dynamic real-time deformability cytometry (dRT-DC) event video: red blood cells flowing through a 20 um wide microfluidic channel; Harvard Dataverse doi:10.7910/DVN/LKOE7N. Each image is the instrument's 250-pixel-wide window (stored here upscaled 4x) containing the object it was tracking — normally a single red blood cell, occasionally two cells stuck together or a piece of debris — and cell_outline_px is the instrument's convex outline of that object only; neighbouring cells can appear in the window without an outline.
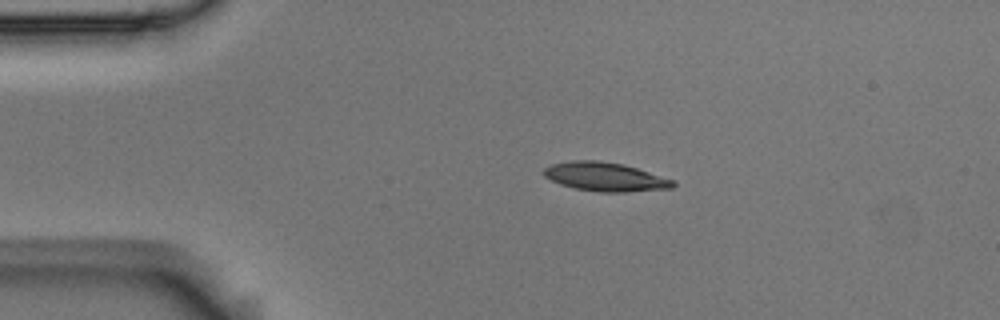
{"species": "Egyptian fruit bat (a non-hibernating species)", "species_latin": "Rousettus aegyptiacus", "temperature_condition": "room temperature", "stored_images_in_passage": 5, "segment_of_instrument_passage": [1, 2], "camera_frame_rate_fps": 3000, "um_per_image_px": 0.085, "animal": {"sex": "male"}, "frame": {"image": 1, "passage_image": 3, "time_ms": 0.667, "image_size_px": [1000, 320], "cell_outline_px": [[676, 184], [672, 188], [624, 192], [600, 192], [576, 188], [560, 184], [544, 176], [544, 168], [552, 164], [572, 160], [596, 160], [624, 164], [676, 180]], "centroid_in_image_um": [51.48, 15.02], "position_along_channel_um": 33.5, "area_um2": 21.68}}